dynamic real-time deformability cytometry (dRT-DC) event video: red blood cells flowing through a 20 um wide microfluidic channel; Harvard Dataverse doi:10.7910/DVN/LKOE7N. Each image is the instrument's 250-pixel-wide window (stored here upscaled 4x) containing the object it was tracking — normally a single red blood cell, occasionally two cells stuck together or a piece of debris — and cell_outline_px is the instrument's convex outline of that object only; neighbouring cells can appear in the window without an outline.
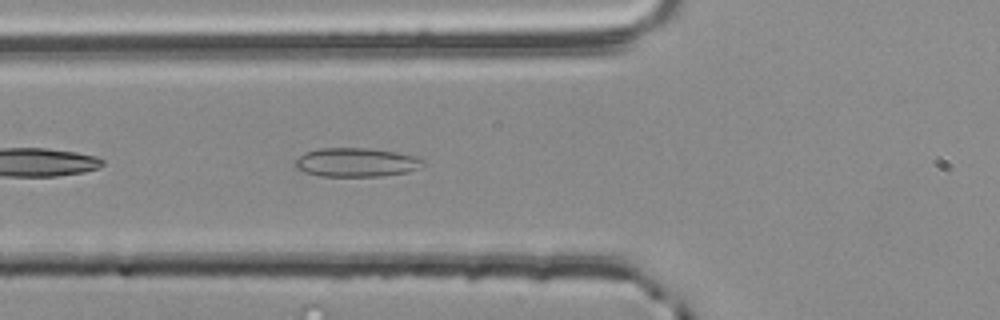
{"species": "common noctule bat (a hibernating species)", "species_latin": "Nyctalus noctula", "temperature_condition": "room temperature", "stored_images_in_passage": 39, "camera_frame_rate_fps": 3000, "um_per_image_px": 0.085, "animal": {"sex": "male", "body_mass_g": 20.4}, "frame": {"image": 1, "passage_image": 4, "time_ms": 1.0, "image_size_px": [1000, 320], "cell_outline_px": [[424, 164], [408, 172], [380, 176], [320, 176], [304, 172], [296, 168], [296, 160], [304, 152], [320, 148], [368, 148], [396, 152], [416, 156], [424, 160]], "centroid_in_image_um": [30.27, 13.8], "position_along_channel_um": 95.5, "area_um2": 21.44}}
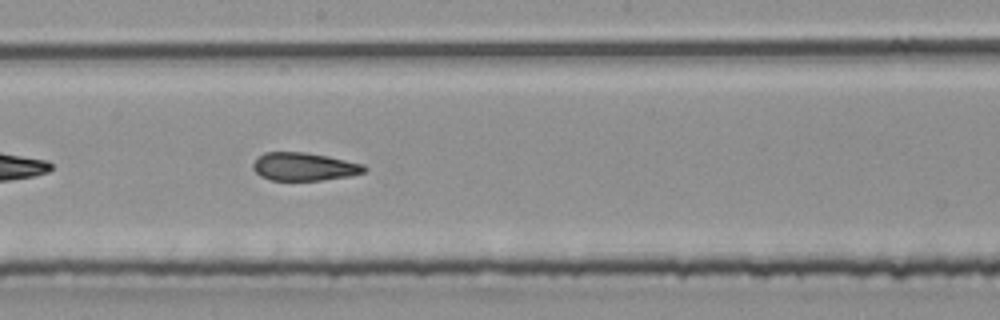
{"frame": {"image": 2, "passage_image": 14, "time_ms": 4.333, "image_size_px": [1000, 320], "cell_outline_px": [[368, 168], [364, 172], [352, 176], [320, 180], [268, 180], [260, 176], [252, 168], [252, 164], [264, 152], [304, 152], [328, 156], [364, 164]], "centroid_in_image_um": [25.86, 14.17], "position_along_channel_um": 222.3, "area_um2": 18.26}}
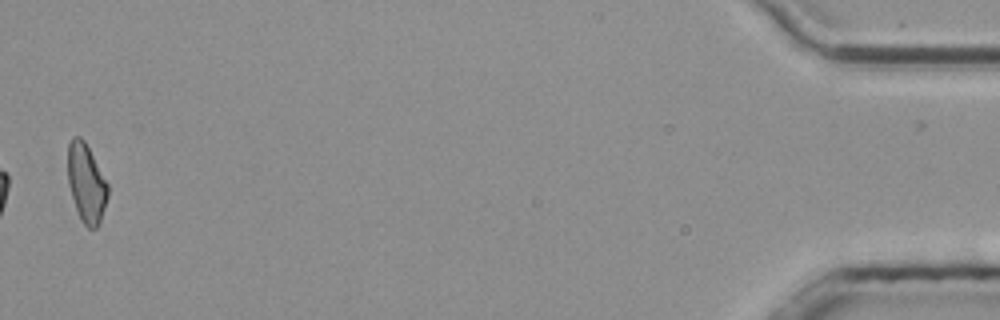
{"frame": {"image": 3, "passage_image": 38, "time_ms": 12.333, "image_size_px": [1000, 320], "cell_outline_px": [[108, 196], [100, 220], [96, 228], [88, 228], [80, 220], [68, 184], [68, 144], [72, 136], [80, 136], [84, 140], [108, 184]], "centroid_in_image_um": [7.32, 15.55], "position_along_channel_um": 427.9, "area_um2": 18.15}, "authors_computed_cell_mechanics": {"area_um2": 18.785, "velocity_mm_per_s": 3.7893, "shape_relaxation_time_tau1_ms": null, "shape_relaxation_time_tau2_ms": 2.5828, "deformation_change_tau1": null, "deformation_change_tau2": 0.1042}}